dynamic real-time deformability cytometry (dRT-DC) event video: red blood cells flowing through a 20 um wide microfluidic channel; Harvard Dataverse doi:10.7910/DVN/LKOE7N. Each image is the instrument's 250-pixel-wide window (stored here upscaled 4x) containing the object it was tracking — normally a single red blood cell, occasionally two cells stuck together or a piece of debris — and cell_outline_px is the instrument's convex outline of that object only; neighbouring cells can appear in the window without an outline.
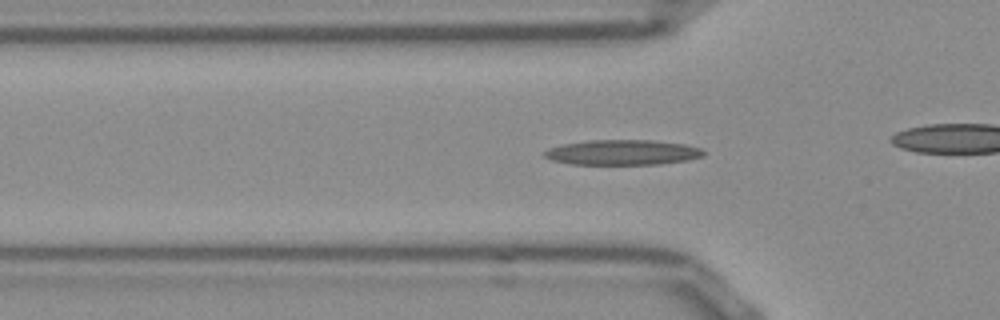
{"species": "Egyptian fruit bat (a non-hibernating species)", "species_latin": "Rousettus aegyptiacus", "temperature_condition": "room temperature", "stored_images_in_passage": 53, "camera_frame_rate_fps": 3000, "um_per_image_px": 0.085, "frame": {"image": 1, "passage_image": 16, "time_ms": 5.0, "image_size_px": [1000, 320], "cell_outline_px": [[704, 156], [688, 160], [660, 164], [572, 164], [552, 160], [544, 156], [544, 152], [552, 148], [564, 144], [592, 140], [652, 140], [684, 144], [700, 148], [704, 152]], "centroid_in_image_um": [52.96, 12.95], "position_along_channel_um": 72.8, "area_um2": 23.06}}
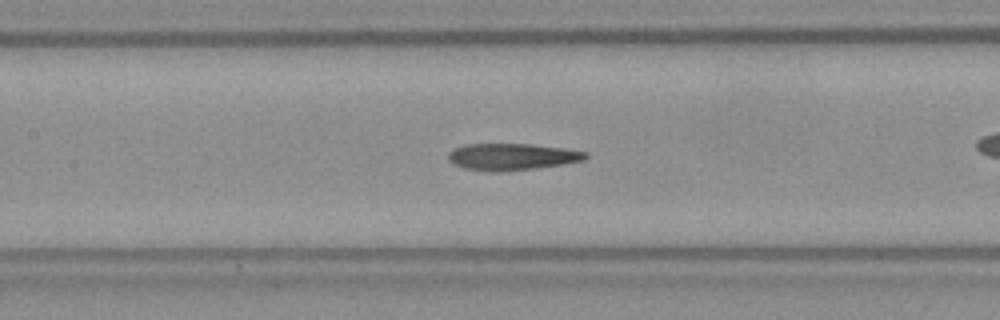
{"frame": {"image": 2, "passage_image": 23, "time_ms": 7.333, "image_size_px": [1000, 320], "cell_outline_px": [[588, 156], [584, 160], [564, 164], [536, 168], [500, 172], [492, 172], [464, 168], [448, 160], [448, 152], [464, 144], [528, 144], [564, 148], [588, 152]], "centroid_in_image_um": [43.53, 13.32], "position_along_channel_um": 163.9, "area_um2": 21.39}, "authors_computed_cell_mechanics": {"area_um2": 21.2704, "velocity_mm_per_s": 3.846, "shape_relaxation_time_tau1_ms": null, "shape_relaxation_time_tau2_ms": 4.1255, "deformation_change_tau1": null, "deformation_change_tau2": 0.1455}}